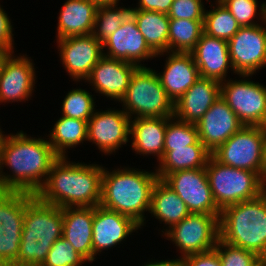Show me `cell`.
Here are the masks:
<instances>
[{"instance_id": "7a4b0ae2", "label": "cell", "mask_w": 266, "mask_h": 266, "mask_svg": "<svg viewBox=\"0 0 266 266\" xmlns=\"http://www.w3.org/2000/svg\"><path fill=\"white\" fill-rule=\"evenodd\" d=\"M103 165L59 157L35 196L44 203L66 207H95L101 201Z\"/></svg>"}, {"instance_id": "8d00e7d4", "label": "cell", "mask_w": 266, "mask_h": 266, "mask_svg": "<svg viewBox=\"0 0 266 266\" xmlns=\"http://www.w3.org/2000/svg\"><path fill=\"white\" fill-rule=\"evenodd\" d=\"M222 266H264L266 263L255 253L230 245L220 238L214 248Z\"/></svg>"}, {"instance_id": "7bdbcfd3", "label": "cell", "mask_w": 266, "mask_h": 266, "mask_svg": "<svg viewBox=\"0 0 266 266\" xmlns=\"http://www.w3.org/2000/svg\"><path fill=\"white\" fill-rule=\"evenodd\" d=\"M141 266H178L177 259H165V260H154L148 261L146 264H142Z\"/></svg>"}, {"instance_id": "8fae6325", "label": "cell", "mask_w": 266, "mask_h": 266, "mask_svg": "<svg viewBox=\"0 0 266 266\" xmlns=\"http://www.w3.org/2000/svg\"><path fill=\"white\" fill-rule=\"evenodd\" d=\"M24 213L25 192L0 190V266H15Z\"/></svg>"}, {"instance_id": "8992f818", "label": "cell", "mask_w": 266, "mask_h": 266, "mask_svg": "<svg viewBox=\"0 0 266 266\" xmlns=\"http://www.w3.org/2000/svg\"><path fill=\"white\" fill-rule=\"evenodd\" d=\"M119 103L131 119L174 117V102L162 87L155 69L150 67H138L134 71Z\"/></svg>"}, {"instance_id": "52a82bcc", "label": "cell", "mask_w": 266, "mask_h": 266, "mask_svg": "<svg viewBox=\"0 0 266 266\" xmlns=\"http://www.w3.org/2000/svg\"><path fill=\"white\" fill-rule=\"evenodd\" d=\"M217 207H225L259 197L266 191L260 175L218 162L212 155L205 167Z\"/></svg>"}, {"instance_id": "cb8c5ba5", "label": "cell", "mask_w": 266, "mask_h": 266, "mask_svg": "<svg viewBox=\"0 0 266 266\" xmlns=\"http://www.w3.org/2000/svg\"><path fill=\"white\" fill-rule=\"evenodd\" d=\"M170 118H132L130 122L131 148L138 155L156 156L157 163L164 156L167 122Z\"/></svg>"}, {"instance_id": "5bb4252c", "label": "cell", "mask_w": 266, "mask_h": 266, "mask_svg": "<svg viewBox=\"0 0 266 266\" xmlns=\"http://www.w3.org/2000/svg\"><path fill=\"white\" fill-rule=\"evenodd\" d=\"M95 110L88 120L87 141L104 155L116 153L130 143L131 118L122 109Z\"/></svg>"}, {"instance_id": "1f68e13d", "label": "cell", "mask_w": 266, "mask_h": 266, "mask_svg": "<svg viewBox=\"0 0 266 266\" xmlns=\"http://www.w3.org/2000/svg\"><path fill=\"white\" fill-rule=\"evenodd\" d=\"M215 2V3H214ZM210 0V9L205 10L203 29L208 36L229 41L241 27L229 10L219 1Z\"/></svg>"}, {"instance_id": "5b68a950", "label": "cell", "mask_w": 266, "mask_h": 266, "mask_svg": "<svg viewBox=\"0 0 266 266\" xmlns=\"http://www.w3.org/2000/svg\"><path fill=\"white\" fill-rule=\"evenodd\" d=\"M220 239L251 251L266 263V191L225 207L219 218Z\"/></svg>"}, {"instance_id": "30bf717a", "label": "cell", "mask_w": 266, "mask_h": 266, "mask_svg": "<svg viewBox=\"0 0 266 266\" xmlns=\"http://www.w3.org/2000/svg\"><path fill=\"white\" fill-rule=\"evenodd\" d=\"M266 127L243 126L220 145L212 156L220 163L261 174Z\"/></svg>"}, {"instance_id": "74e56055", "label": "cell", "mask_w": 266, "mask_h": 266, "mask_svg": "<svg viewBox=\"0 0 266 266\" xmlns=\"http://www.w3.org/2000/svg\"><path fill=\"white\" fill-rule=\"evenodd\" d=\"M88 261L63 237L51 246L41 266H83Z\"/></svg>"}, {"instance_id": "f546056e", "label": "cell", "mask_w": 266, "mask_h": 266, "mask_svg": "<svg viewBox=\"0 0 266 266\" xmlns=\"http://www.w3.org/2000/svg\"><path fill=\"white\" fill-rule=\"evenodd\" d=\"M140 33L148 46L156 53L168 51L170 18L167 14L156 11L131 10Z\"/></svg>"}, {"instance_id": "ee69618b", "label": "cell", "mask_w": 266, "mask_h": 266, "mask_svg": "<svg viewBox=\"0 0 266 266\" xmlns=\"http://www.w3.org/2000/svg\"><path fill=\"white\" fill-rule=\"evenodd\" d=\"M13 51L10 48H6L0 45V73L3 69L4 63Z\"/></svg>"}, {"instance_id": "f6af8a7d", "label": "cell", "mask_w": 266, "mask_h": 266, "mask_svg": "<svg viewBox=\"0 0 266 266\" xmlns=\"http://www.w3.org/2000/svg\"><path fill=\"white\" fill-rule=\"evenodd\" d=\"M260 178H261L262 183L266 186V139H265L264 147H263V161H262V166H261Z\"/></svg>"}, {"instance_id": "d6a6232c", "label": "cell", "mask_w": 266, "mask_h": 266, "mask_svg": "<svg viewBox=\"0 0 266 266\" xmlns=\"http://www.w3.org/2000/svg\"><path fill=\"white\" fill-rule=\"evenodd\" d=\"M131 10L132 7H120L119 3L99 5L96 11L92 35L103 43L120 28L126 18L131 14Z\"/></svg>"}, {"instance_id": "60d3db41", "label": "cell", "mask_w": 266, "mask_h": 266, "mask_svg": "<svg viewBox=\"0 0 266 266\" xmlns=\"http://www.w3.org/2000/svg\"><path fill=\"white\" fill-rule=\"evenodd\" d=\"M6 10L0 5V45L14 51V34L12 20Z\"/></svg>"}, {"instance_id": "7c38bea8", "label": "cell", "mask_w": 266, "mask_h": 266, "mask_svg": "<svg viewBox=\"0 0 266 266\" xmlns=\"http://www.w3.org/2000/svg\"><path fill=\"white\" fill-rule=\"evenodd\" d=\"M228 48L237 75H255L266 68V21L259 25L241 26L228 41Z\"/></svg>"}, {"instance_id": "ba28073f", "label": "cell", "mask_w": 266, "mask_h": 266, "mask_svg": "<svg viewBox=\"0 0 266 266\" xmlns=\"http://www.w3.org/2000/svg\"><path fill=\"white\" fill-rule=\"evenodd\" d=\"M238 77L221 83V97L244 126L266 127V85L251 80L253 75Z\"/></svg>"}, {"instance_id": "7dc6e473", "label": "cell", "mask_w": 266, "mask_h": 266, "mask_svg": "<svg viewBox=\"0 0 266 266\" xmlns=\"http://www.w3.org/2000/svg\"><path fill=\"white\" fill-rule=\"evenodd\" d=\"M4 131H2V129H1V127H0V142H1V139H2V137H3V135H4Z\"/></svg>"}, {"instance_id": "6da1fadb", "label": "cell", "mask_w": 266, "mask_h": 266, "mask_svg": "<svg viewBox=\"0 0 266 266\" xmlns=\"http://www.w3.org/2000/svg\"><path fill=\"white\" fill-rule=\"evenodd\" d=\"M58 158L46 136L31 137L23 130L4 133L0 142V190L36 194ZM5 167L10 174L4 172Z\"/></svg>"}, {"instance_id": "277c9868", "label": "cell", "mask_w": 266, "mask_h": 266, "mask_svg": "<svg viewBox=\"0 0 266 266\" xmlns=\"http://www.w3.org/2000/svg\"><path fill=\"white\" fill-rule=\"evenodd\" d=\"M63 236L62 208L25 192L22 238L15 266H41L54 242Z\"/></svg>"}, {"instance_id": "83f0119b", "label": "cell", "mask_w": 266, "mask_h": 266, "mask_svg": "<svg viewBox=\"0 0 266 266\" xmlns=\"http://www.w3.org/2000/svg\"><path fill=\"white\" fill-rule=\"evenodd\" d=\"M212 153L199 140L194 145L168 151L155 168L159 179L180 170L205 168Z\"/></svg>"}, {"instance_id": "9c48e42d", "label": "cell", "mask_w": 266, "mask_h": 266, "mask_svg": "<svg viewBox=\"0 0 266 266\" xmlns=\"http://www.w3.org/2000/svg\"><path fill=\"white\" fill-rule=\"evenodd\" d=\"M219 218L220 215L190 213L169 229L163 236L176 246L180 254L176 259L213 250L220 238Z\"/></svg>"}, {"instance_id": "2e32d148", "label": "cell", "mask_w": 266, "mask_h": 266, "mask_svg": "<svg viewBox=\"0 0 266 266\" xmlns=\"http://www.w3.org/2000/svg\"><path fill=\"white\" fill-rule=\"evenodd\" d=\"M28 56L12 52L5 61L0 73V105L26 102L32 98L37 78L35 63Z\"/></svg>"}, {"instance_id": "f1b7e54d", "label": "cell", "mask_w": 266, "mask_h": 266, "mask_svg": "<svg viewBox=\"0 0 266 266\" xmlns=\"http://www.w3.org/2000/svg\"><path fill=\"white\" fill-rule=\"evenodd\" d=\"M49 132L46 137L54 152L59 157H68V150L87 141L88 122L60 115Z\"/></svg>"}, {"instance_id": "ab89813d", "label": "cell", "mask_w": 266, "mask_h": 266, "mask_svg": "<svg viewBox=\"0 0 266 266\" xmlns=\"http://www.w3.org/2000/svg\"><path fill=\"white\" fill-rule=\"evenodd\" d=\"M178 266H222L215 249L204 253L187 255L178 261Z\"/></svg>"}, {"instance_id": "4fadbf2b", "label": "cell", "mask_w": 266, "mask_h": 266, "mask_svg": "<svg viewBox=\"0 0 266 266\" xmlns=\"http://www.w3.org/2000/svg\"><path fill=\"white\" fill-rule=\"evenodd\" d=\"M186 204L190 213L220 215L205 168L180 170L162 179Z\"/></svg>"}, {"instance_id": "4316f807", "label": "cell", "mask_w": 266, "mask_h": 266, "mask_svg": "<svg viewBox=\"0 0 266 266\" xmlns=\"http://www.w3.org/2000/svg\"><path fill=\"white\" fill-rule=\"evenodd\" d=\"M148 213L164 225L161 230L163 236L187 217L190 211L183 200L162 179H158L152 189Z\"/></svg>"}, {"instance_id": "603a6c76", "label": "cell", "mask_w": 266, "mask_h": 266, "mask_svg": "<svg viewBox=\"0 0 266 266\" xmlns=\"http://www.w3.org/2000/svg\"><path fill=\"white\" fill-rule=\"evenodd\" d=\"M220 96L221 83L200 77L174 103V117L183 122L197 124Z\"/></svg>"}, {"instance_id": "7402d4cb", "label": "cell", "mask_w": 266, "mask_h": 266, "mask_svg": "<svg viewBox=\"0 0 266 266\" xmlns=\"http://www.w3.org/2000/svg\"><path fill=\"white\" fill-rule=\"evenodd\" d=\"M200 77L213 79L222 83L228 72H234L229 56L228 41L211 37L203 33L194 49L190 52Z\"/></svg>"}, {"instance_id": "9a60e30c", "label": "cell", "mask_w": 266, "mask_h": 266, "mask_svg": "<svg viewBox=\"0 0 266 266\" xmlns=\"http://www.w3.org/2000/svg\"><path fill=\"white\" fill-rule=\"evenodd\" d=\"M61 64L74 82L85 81L103 56L102 43L92 34L57 39Z\"/></svg>"}, {"instance_id": "ac0fdd59", "label": "cell", "mask_w": 266, "mask_h": 266, "mask_svg": "<svg viewBox=\"0 0 266 266\" xmlns=\"http://www.w3.org/2000/svg\"><path fill=\"white\" fill-rule=\"evenodd\" d=\"M102 48L104 56L130 62L138 67H147L142 62L157 58L131 14L120 28L102 43Z\"/></svg>"}, {"instance_id": "4dcf8cb0", "label": "cell", "mask_w": 266, "mask_h": 266, "mask_svg": "<svg viewBox=\"0 0 266 266\" xmlns=\"http://www.w3.org/2000/svg\"><path fill=\"white\" fill-rule=\"evenodd\" d=\"M203 21L170 18L168 52L190 53L204 33Z\"/></svg>"}, {"instance_id": "e575fe53", "label": "cell", "mask_w": 266, "mask_h": 266, "mask_svg": "<svg viewBox=\"0 0 266 266\" xmlns=\"http://www.w3.org/2000/svg\"><path fill=\"white\" fill-rule=\"evenodd\" d=\"M199 141V134L196 124L183 122L172 117L167 122L164 155L174 148L194 145Z\"/></svg>"}, {"instance_id": "3957f363", "label": "cell", "mask_w": 266, "mask_h": 266, "mask_svg": "<svg viewBox=\"0 0 266 266\" xmlns=\"http://www.w3.org/2000/svg\"><path fill=\"white\" fill-rule=\"evenodd\" d=\"M124 167L111 171L104 166L99 205L131 217L142 229L146 224L145 213L149 212L152 189L159 178L156 170Z\"/></svg>"}, {"instance_id": "bcb514c9", "label": "cell", "mask_w": 266, "mask_h": 266, "mask_svg": "<svg viewBox=\"0 0 266 266\" xmlns=\"http://www.w3.org/2000/svg\"><path fill=\"white\" fill-rule=\"evenodd\" d=\"M95 2L98 6L99 5H107V4H116L119 3L121 0H92Z\"/></svg>"}, {"instance_id": "44dd1931", "label": "cell", "mask_w": 266, "mask_h": 266, "mask_svg": "<svg viewBox=\"0 0 266 266\" xmlns=\"http://www.w3.org/2000/svg\"><path fill=\"white\" fill-rule=\"evenodd\" d=\"M166 56L163 71L155 70L162 87L175 103L200 78L199 69L191 53L162 52Z\"/></svg>"}, {"instance_id": "d590c367", "label": "cell", "mask_w": 266, "mask_h": 266, "mask_svg": "<svg viewBox=\"0 0 266 266\" xmlns=\"http://www.w3.org/2000/svg\"><path fill=\"white\" fill-rule=\"evenodd\" d=\"M219 1L229 10L240 26L259 25L257 22L262 24L266 21V2L264 1L261 5H258L259 2L257 0Z\"/></svg>"}, {"instance_id": "d4e9b609", "label": "cell", "mask_w": 266, "mask_h": 266, "mask_svg": "<svg viewBox=\"0 0 266 266\" xmlns=\"http://www.w3.org/2000/svg\"><path fill=\"white\" fill-rule=\"evenodd\" d=\"M63 238L92 264L94 207L62 208Z\"/></svg>"}, {"instance_id": "e0dca14e", "label": "cell", "mask_w": 266, "mask_h": 266, "mask_svg": "<svg viewBox=\"0 0 266 266\" xmlns=\"http://www.w3.org/2000/svg\"><path fill=\"white\" fill-rule=\"evenodd\" d=\"M141 226L131 217L116 211L106 209L100 205L94 207L93 236H92V263L97 260L103 250L113 249Z\"/></svg>"}, {"instance_id": "836d02e7", "label": "cell", "mask_w": 266, "mask_h": 266, "mask_svg": "<svg viewBox=\"0 0 266 266\" xmlns=\"http://www.w3.org/2000/svg\"><path fill=\"white\" fill-rule=\"evenodd\" d=\"M91 94L92 92L80 87L72 88L63 99L60 114L88 122L97 109L96 97Z\"/></svg>"}, {"instance_id": "b9f144b4", "label": "cell", "mask_w": 266, "mask_h": 266, "mask_svg": "<svg viewBox=\"0 0 266 266\" xmlns=\"http://www.w3.org/2000/svg\"><path fill=\"white\" fill-rule=\"evenodd\" d=\"M173 0H138V5L132 9L156 11L159 13L168 14Z\"/></svg>"}, {"instance_id": "ffe728a7", "label": "cell", "mask_w": 266, "mask_h": 266, "mask_svg": "<svg viewBox=\"0 0 266 266\" xmlns=\"http://www.w3.org/2000/svg\"><path fill=\"white\" fill-rule=\"evenodd\" d=\"M196 126L199 140L212 153L244 125L220 96Z\"/></svg>"}, {"instance_id": "484cf974", "label": "cell", "mask_w": 266, "mask_h": 266, "mask_svg": "<svg viewBox=\"0 0 266 266\" xmlns=\"http://www.w3.org/2000/svg\"><path fill=\"white\" fill-rule=\"evenodd\" d=\"M97 8L92 0H66L58 13L56 40L92 34Z\"/></svg>"}, {"instance_id": "f35d334b", "label": "cell", "mask_w": 266, "mask_h": 266, "mask_svg": "<svg viewBox=\"0 0 266 266\" xmlns=\"http://www.w3.org/2000/svg\"><path fill=\"white\" fill-rule=\"evenodd\" d=\"M204 7L203 0H173L167 15L174 19L204 20Z\"/></svg>"}, {"instance_id": "d6986e66", "label": "cell", "mask_w": 266, "mask_h": 266, "mask_svg": "<svg viewBox=\"0 0 266 266\" xmlns=\"http://www.w3.org/2000/svg\"><path fill=\"white\" fill-rule=\"evenodd\" d=\"M137 68L133 63L103 55L84 82H88V86H91V90L98 93V96L100 94L109 100L120 102Z\"/></svg>"}]
</instances>
